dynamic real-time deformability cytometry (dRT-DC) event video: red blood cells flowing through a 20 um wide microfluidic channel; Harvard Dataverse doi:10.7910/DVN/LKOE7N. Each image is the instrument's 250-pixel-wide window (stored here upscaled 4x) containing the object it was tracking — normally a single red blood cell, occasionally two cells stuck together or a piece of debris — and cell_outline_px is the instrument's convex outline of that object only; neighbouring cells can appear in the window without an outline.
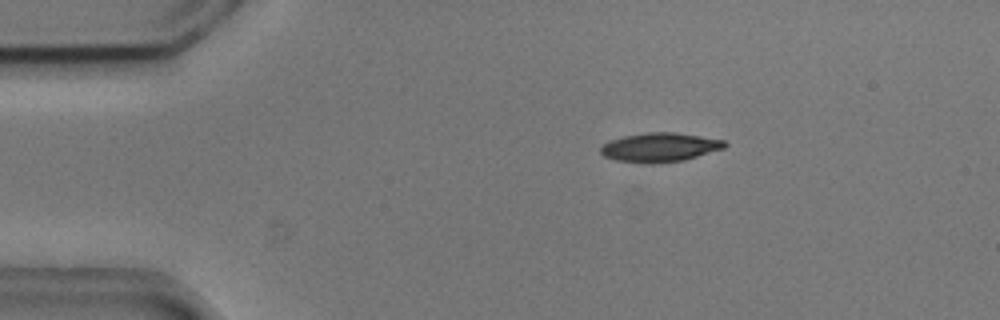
{"species": "common noctule bat (a hibernating species)", "species_latin": "Nyctalus noctula", "temperature_condition": "cold", "stored_images_in_passage": 3, "camera_frame_rate_fps": 3000, "um_per_image_px": 0.085, "animal": {"sex": "male", "body_mass_g": 20.5, "forearm_length_mm": 52.5}, "frame": {"image": 1, "passage_image": 2, "time_ms": 0.333, "image_size_px": [1000, 320], "cell_outline_px": [[728, 144], [724, 148], [684, 160], [652, 164], [640, 164], [616, 160], [604, 156], [600, 152], [600, 148], [604, 144], [612, 140], [624, 136], [648, 132], [672, 132], [700, 136], [724, 140]], "centroid_in_image_um": [56.07, 12.53], "position_along_channel_um": 28.9, "area_um2": 20.98}}